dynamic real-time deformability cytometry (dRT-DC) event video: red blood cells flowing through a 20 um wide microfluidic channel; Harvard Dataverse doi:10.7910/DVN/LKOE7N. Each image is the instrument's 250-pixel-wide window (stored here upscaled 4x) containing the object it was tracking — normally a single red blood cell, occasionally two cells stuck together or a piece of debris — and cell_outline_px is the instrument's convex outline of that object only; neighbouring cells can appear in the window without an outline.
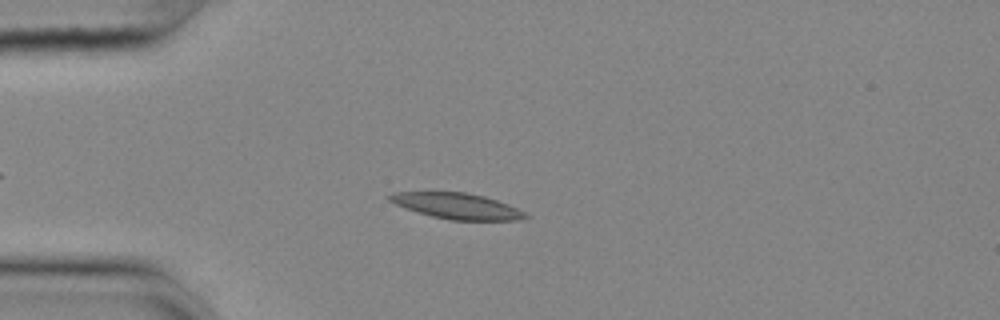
{"species": "common noctule bat (a hibernating species)", "species_latin": "Nyctalus noctula", "temperature_condition": "cold", "stored_images_in_passage": 51, "camera_frame_rate_fps": 3000, "um_per_image_px": 0.085, "animal": {"sex": "female", "body_mass_g": 25.1}, "frame": {"image": 1, "passage_image": 10, "time_ms": 3.0, "image_size_px": [1000, 320], "cell_outline_px": [[528, 216], [516, 220], [452, 220], [432, 216], [396, 204], [388, 200], [388, 196], [396, 192], [464, 192], [484, 196], [508, 204], [524, 212]], "centroid_in_image_um": [38.85, 17.5], "position_along_channel_um": 46.1, "area_um2": 19.94}}
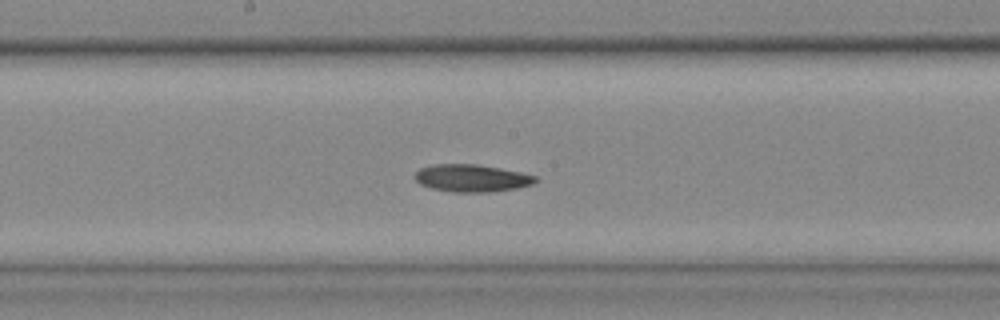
{"frame": {"image": 2, "passage_image": 25, "time_ms": 8.0, "image_size_px": [1000, 320], "cell_outline_px": [[536, 180], [532, 184], [516, 188], [492, 192], [452, 192], [432, 188], [420, 184], [412, 176], [420, 168], [432, 164], [476, 164], [520, 172], [536, 176]], "centroid_in_image_um": [40.04, 15.14], "position_along_channel_um": 208.2, "area_um2": 19.19}}
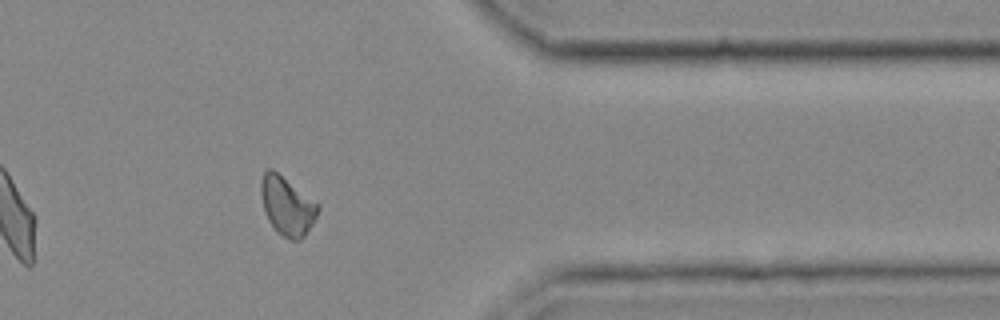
{"frame": {"image": 3, "passage_image": 41, "time_ms": 13.333, "image_size_px": [1000, 320], "cell_outline_px": [[320, 208], [312, 224], [304, 236], [300, 240], [292, 240], [276, 232], [268, 220], [264, 212], [260, 192], [260, 180], [264, 172], [268, 168], [272, 168], [320, 204]], "centroid_in_image_um": [24.39, 17.49], "position_along_channel_um": 387.0, "area_um2": 19.59}}